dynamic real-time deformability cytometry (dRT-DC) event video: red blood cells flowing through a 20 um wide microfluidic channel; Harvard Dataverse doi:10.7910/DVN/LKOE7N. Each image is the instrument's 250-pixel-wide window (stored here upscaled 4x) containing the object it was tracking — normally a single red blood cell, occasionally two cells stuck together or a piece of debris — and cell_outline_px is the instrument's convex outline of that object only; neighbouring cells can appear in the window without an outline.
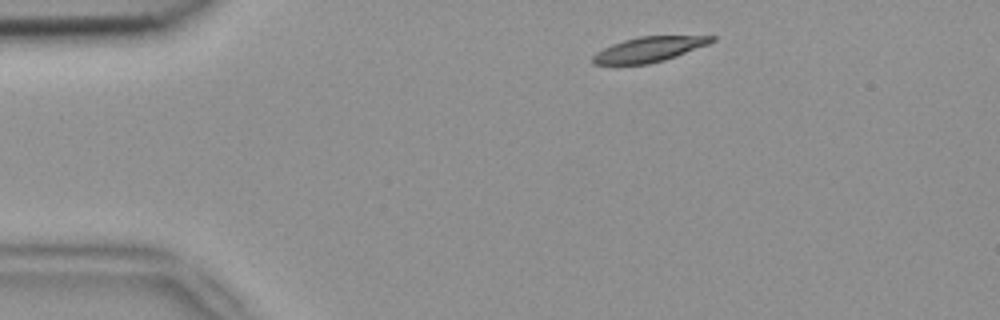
{"species": "common noctule bat (a hibernating species)", "species_latin": "Nyctalus noctula", "temperature_condition": "room temperature", "stored_images_in_passage": 4, "camera_frame_rate_fps": 3000, "um_per_image_px": 0.085, "animal": {"sex": "female", "body_mass_g": 18.4}, "frame": {"image": 1, "passage_image": 1, "time_ms": 0.0, "image_size_px": [1000, 320], "cell_outline_px": [[716, 40], [708, 44], [676, 56], [664, 60], [648, 64], [592, 64], [592, 56], [596, 52], [612, 44], [624, 40], [640, 36], [716, 36]], "centroid_in_image_um": [55.16, 4.19], "position_along_channel_um": 29.8, "area_um2": 17.17}}
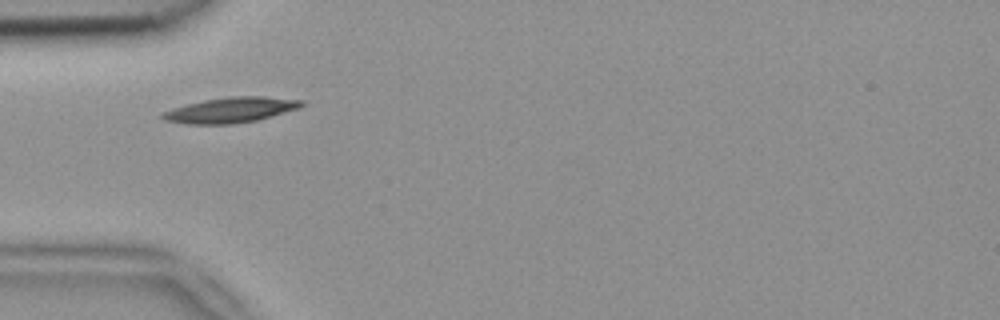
{"frame": {"image": 2, "passage_image": 3, "time_ms": 0.667, "image_size_px": [1000, 320], "cell_outline_px": [[308, 104], [300, 108], [256, 120], [232, 124], [188, 124], [164, 120], [160, 116], [164, 112], [188, 104], [204, 100], [228, 96], [264, 96], [304, 100]], "centroid_in_image_um": [19.69, 9.34], "position_along_channel_um": 65.3, "area_um2": 20.46}}